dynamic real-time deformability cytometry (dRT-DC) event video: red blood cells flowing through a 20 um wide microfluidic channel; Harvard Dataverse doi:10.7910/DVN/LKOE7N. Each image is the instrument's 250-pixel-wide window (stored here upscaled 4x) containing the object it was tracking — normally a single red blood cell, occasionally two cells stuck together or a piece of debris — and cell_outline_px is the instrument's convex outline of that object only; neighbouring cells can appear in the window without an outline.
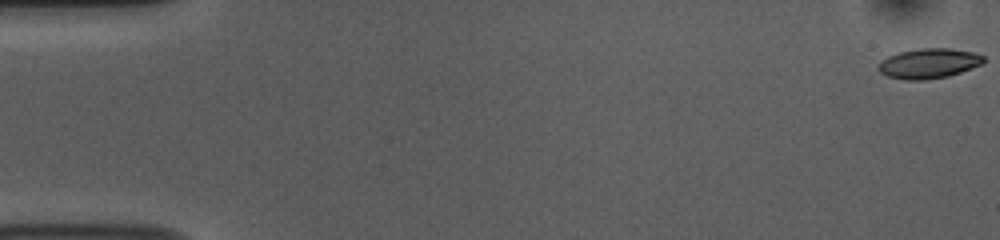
{"species": "common noctule bat (a hibernating species)", "species_latin": "Nyctalus noctula", "temperature_condition": "room temperature", "stored_images_in_passage": 54, "camera_frame_rate_fps": 3000, "um_per_image_px": 0.085, "animal": {"sex": "female", "body_mass_g": 10.0, "forearm_length_mm": 53.1}, "frame": {"image": 1, "passage_image": 1, "time_ms": 0.0, "image_size_px": [1000, 240], "cell_outline_px": [[984, 60], [980, 64], [972, 68], [948, 76], [924, 80], [904, 80], [888, 76], [880, 72], [876, 68], [888, 56], [900, 52], [920, 48], [952, 48], [976, 52], [984, 56]], "centroid_in_image_um": [78.97, 5.38], "position_along_channel_um": 6.0, "area_um2": 18.32}}
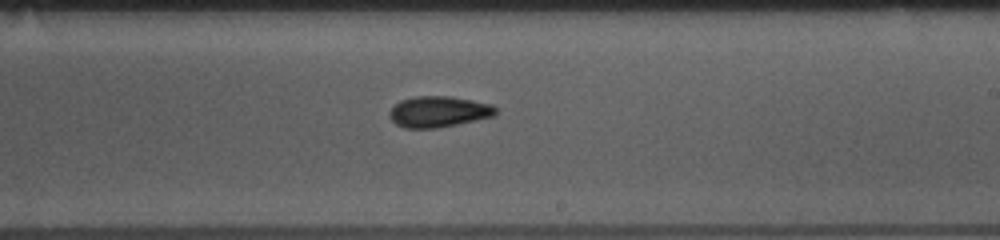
{"frame": {"image": 2, "passage_image": 32, "time_ms": 10.333, "image_size_px": [1000, 240], "cell_outline_px": [[496, 116], [436, 128], [404, 128], [396, 124], [388, 116], [388, 112], [400, 100], [416, 96], [452, 96], [492, 104], [496, 108]], "centroid_in_image_um": [37.28, 9.49], "position_along_channel_um": 251.7, "area_um2": 19.25}}
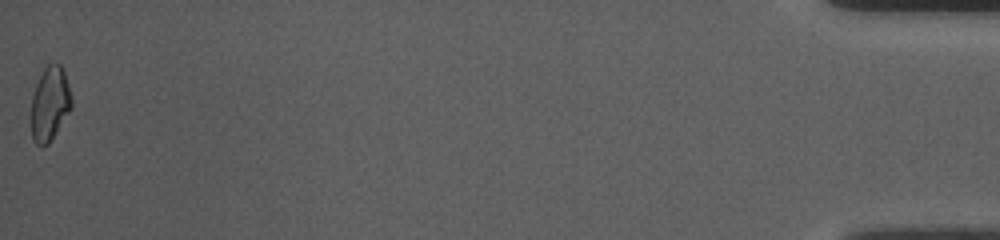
{"frame": {"image": 3, "passage_image": 54, "time_ms": 17.667, "image_size_px": [1000, 240], "cell_outline_px": [[72, 108], [48, 144], [36, 144], [32, 140], [32, 96], [36, 84], [44, 68], [48, 64], [60, 64], [64, 72], [72, 96]], "centroid_in_image_um": [4.25, 8.81], "position_along_channel_um": 430.9, "area_um2": 17.17}, "authors_computed_cell_mechanics": {"area_um2": 18.2648, "velocity_mm_per_s": 3.7605, "shape_relaxation_time_tau1_ms": 3.3515, "shape_relaxation_time_tau2_ms": 3.24, "deformation_change_tau1": 0.1299, "deformation_change_tau2": 0.0946}}